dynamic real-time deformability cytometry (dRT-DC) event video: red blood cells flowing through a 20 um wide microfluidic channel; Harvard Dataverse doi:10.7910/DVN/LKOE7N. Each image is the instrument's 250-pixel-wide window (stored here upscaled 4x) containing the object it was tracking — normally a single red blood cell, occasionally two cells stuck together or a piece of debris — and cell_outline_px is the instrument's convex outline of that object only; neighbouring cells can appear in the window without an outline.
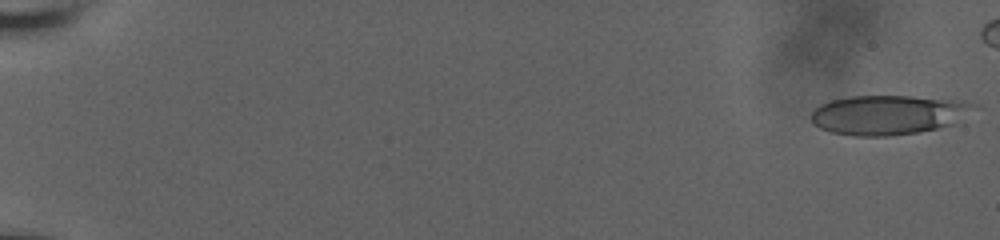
{"species": "human", "species_latin": "Homo sapiens", "temperature_condition": "room temperature", "stored_images_in_passage": 29, "camera_frame_rate_fps": 3000, "um_per_image_px": 0.085, "donor": {"sex": "male"}, "frame": {"image": 1, "passage_image": 1, "time_ms": 0.0, "image_size_px": [1000, 240], "cell_outline_px": [[968, 104], [952, 124], [936, 128], [916, 132], [888, 136], [856, 136], [832, 132], [820, 128], [812, 120], [812, 112], [820, 104], [832, 100], [848, 96], [908, 96], [964, 100]], "centroid_in_image_um": [75.32, 9.76], "position_along_channel_um": 9.7, "area_um2": 36.13}}
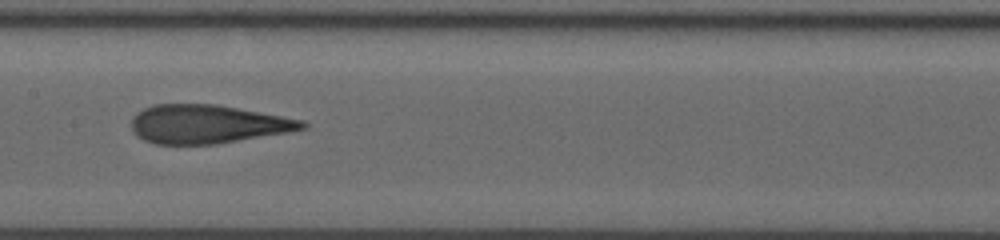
{"frame": {"image": 2, "passage_image": 21, "time_ms": 10.333, "image_size_px": [1000, 240], "cell_outline_px": [[308, 128], [288, 132], [216, 144], [156, 144], [144, 140], [136, 136], [132, 132], [132, 116], [136, 112], [152, 104], [216, 104], [304, 120], [308, 124]], "centroid_in_image_um": [17.61, 10.55], "position_along_channel_um": 189.8, "area_um2": 38.55}}
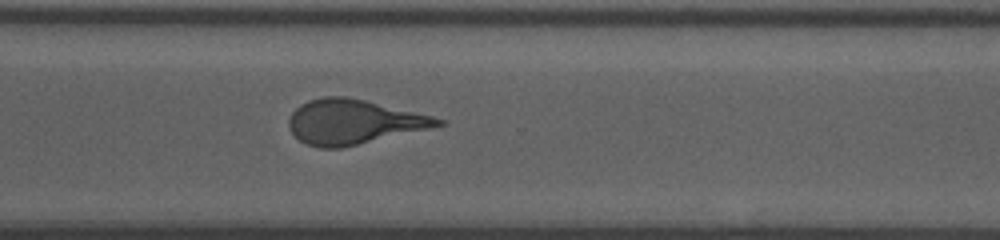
{"frame": {"image": 3, "passage_image": 29, "time_ms": 14.333, "image_size_px": [1000, 240], "cell_outline_px": [[444, 124], [428, 128], [340, 148], [320, 148], [308, 144], [300, 140], [292, 132], [288, 124], [288, 120], [292, 112], [300, 104], [308, 100], [324, 96], [344, 96], [364, 100], [432, 116], [444, 120]], "centroid_in_image_um": [29.98, 10.34], "position_along_channel_um": 340.6, "area_um2": 37.97}}